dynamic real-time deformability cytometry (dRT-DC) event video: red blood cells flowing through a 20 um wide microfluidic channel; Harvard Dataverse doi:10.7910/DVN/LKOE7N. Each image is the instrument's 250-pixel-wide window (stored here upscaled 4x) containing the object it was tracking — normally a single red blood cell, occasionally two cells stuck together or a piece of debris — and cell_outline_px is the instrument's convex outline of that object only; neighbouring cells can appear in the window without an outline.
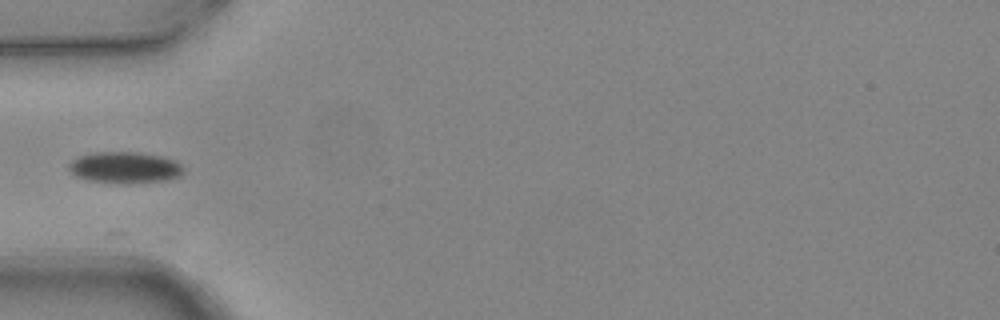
{"species": "common noctule bat (a hibernating species)", "species_latin": "Nyctalus noctula", "temperature_condition": "warm", "stored_images_in_passage": 6, "camera_frame_rate_fps": 3000, "um_per_image_px": 0.085, "animal": {"sex": "female", "body_mass_g": 24.6, "forearm_length_mm": 56.2}, "frame": {"image": 1, "passage_image": 5, "time_ms": 1.333, "image_size_px": [1000, 320], "cell_outline_px": [[184, 172], [180, 176], [164, 180], [88, 180], [76, 176], [68, 168], [68, 164], [72, 160], [80, 156], [96, 152], [136, 152], [164, 156], [176, 160], [184, 168]], "centroid_in_image_um": [10.64, 14.17], "position_along_channel_um": 74.4, "area_um2": 19.94}}
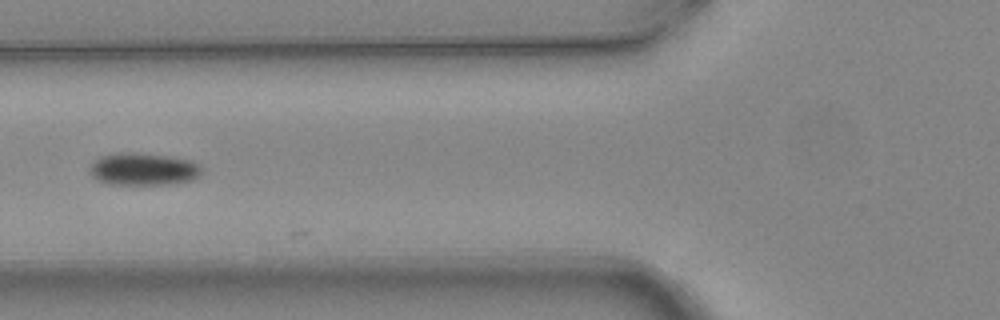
{"frame": {"image": 2, "passage_image": 6, "time_ms": 1.667, "image_size_px": [1000, 320], "cell_outline_px": [[204, 172], [200, 176], [192, 180], [164, 184], [108, 184], [96, 180], [88, 172], [92, 164], [100, 156], [164, 156], [192, 160], [200, 164], [204, 168]], "centroid_in_image_um": [12.27, 14.44], "position_along_channel_um": 113.5, "area_um2": 20.17}}